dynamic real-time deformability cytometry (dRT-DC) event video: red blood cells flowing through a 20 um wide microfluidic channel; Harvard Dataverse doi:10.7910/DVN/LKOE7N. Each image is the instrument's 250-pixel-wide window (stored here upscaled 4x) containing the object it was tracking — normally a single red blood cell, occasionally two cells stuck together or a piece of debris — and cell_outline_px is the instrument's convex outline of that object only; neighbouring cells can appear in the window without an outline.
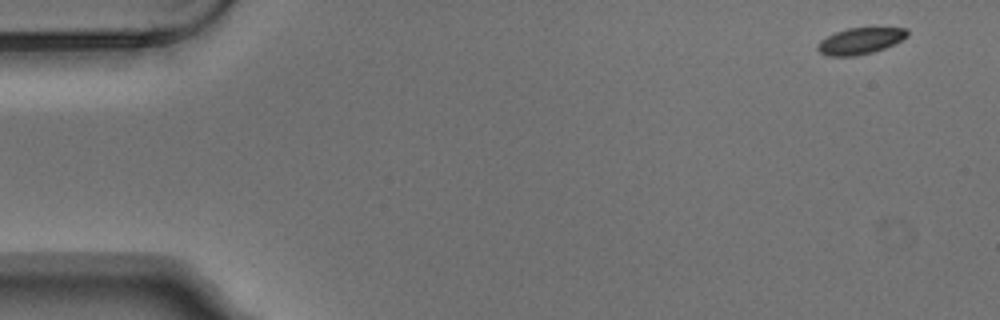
{"species": "Egyptian fruit bat (a non-hibernating species)", "species_latin": "Rousettus aegyptiacus", "temperature_condition": "warm", "stored_images_in_passage": 4, "camera_frame_rate_fps": 3000, "um_per_image_px": 0.085, "animal": {"sex": "male"}, "frame": {"image": 1, "passage_image": 1, "time_ms": 0.0, "image_size_px": [1000, 320], "cell_outline_px": [[908, 36], [884, 48], [872, 52], [856, 56], [828, 56], [820, 52], [816, 48], [816, 44], [820, 40], [836, 32], [848, 28], [908, 28]], "centroid_in_image_um": [73.08, 3.48], "position_along_channel_um": 11.9, "area_um2": 13.64}}
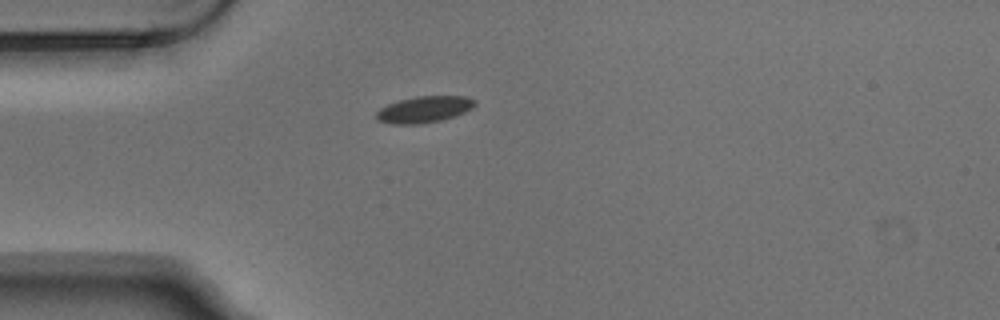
{"frame": {"image": 2, "passage_image": 4, "time_ms": 1.0, "image_size_px": [1000, 320], "cell_outline_px": [[476, 104], [472, 108], [464, 112], [440, 120], [416, 124], [392, 124], [376, 120], [376, 112], [380, 108], [388, 104], [400, 100], [416, 96], [464, 96], [476, 100]], "centroid_in_image_um": [36.03, 9.29], "position_along_channel_um": 49.0, "area_um2": 15.03}}